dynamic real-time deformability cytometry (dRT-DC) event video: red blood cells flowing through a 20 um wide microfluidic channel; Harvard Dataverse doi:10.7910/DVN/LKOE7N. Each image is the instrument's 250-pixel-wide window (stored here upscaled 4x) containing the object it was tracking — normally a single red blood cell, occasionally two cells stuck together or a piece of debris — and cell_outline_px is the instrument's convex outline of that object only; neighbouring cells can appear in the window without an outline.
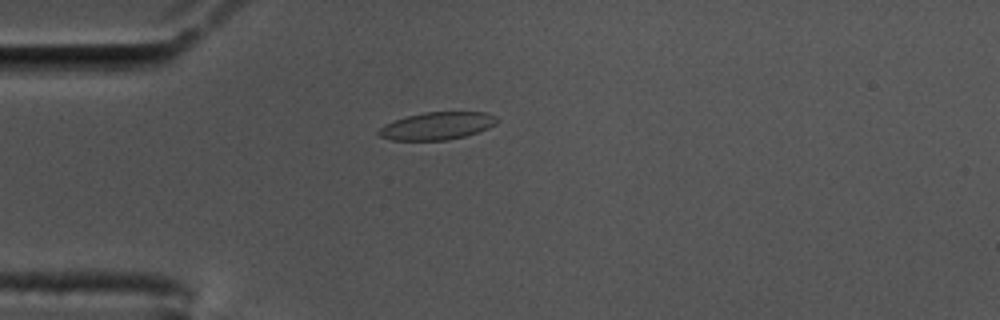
{"species": "common noctule bat (a hibernating species)", "species_latin": "Nyctalus noctula", "temperature_condition": "cold", "stored_images_in_passage": 39, "camera_frame_rate_fps": 3000, "um_per_image_px": 0.085, "animal": {"sex": "male", "body_mass_g": 17.5, "forearm_length_mm": 52.3}, "frame": {"image": 1, "passage_image": 4, "time_ms": 1.0, "image_size_px": [1000, 320], "cell_outline_px": [[500, 120], [496, 124], [488, 128], [464, 136], [448, 140], [392, 140], [380, 136], [376, 132], [384, 124], [408, 116], [424, 112], [484, 112], [496, 116]], "centroid_in_image_um": [37.16, 10.7], "position_along_channel_um": 47.8, "area_um2": 18.9}}
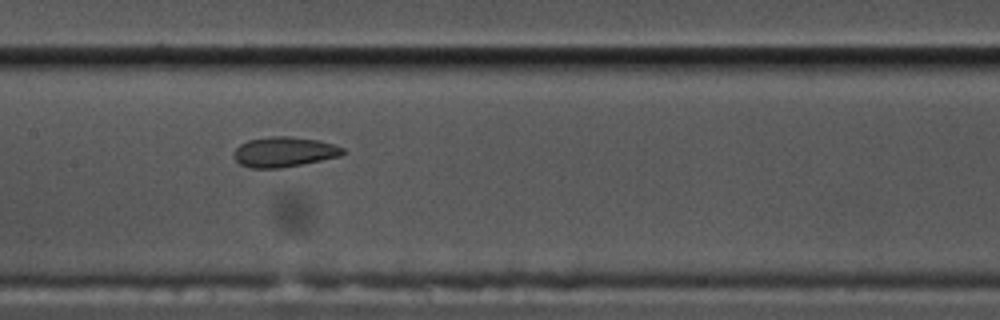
{"frame": {"image": 2, "passage_image": 17, "time_ms": 5.333, "image_size_px": [1000, 320], "cell_outline_px": [[348, 152], [340, 156], [280, 168], [252, 168], [240, 164], [232, 156], [232, 152], [240, 144], [248, 140], [272, 136], [288, 136], [320, 140], [344, 148]], "centroid_in_image_um": [24.14, 12.9], "position_along_channel_um": 183.3, "area_um2": 19.13}}
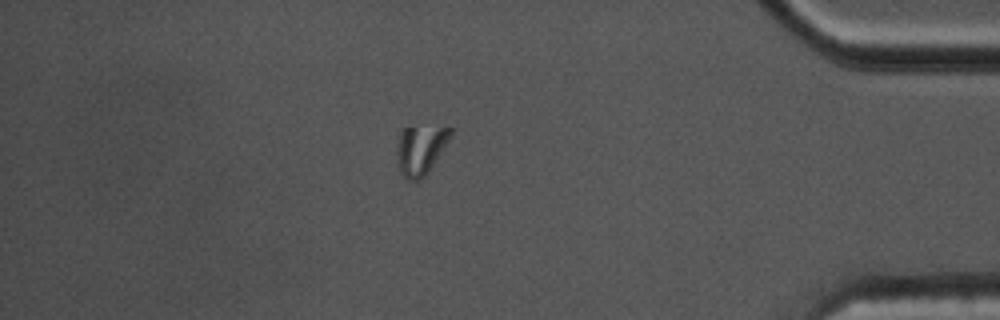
{"frame": {"image": 3, "passage_image": 39, "time_ms": 12.667, "image_size_px": [1000, 320], "cell_outline_px": [[456, 128], [428, 172], [424, 176], [416, 180], [408, 180], [400, 172], [396, 164], [396, 144], [400, 128]], "centroid_in_image_um": [35.68, 12.73], "position_along_channel_um": 399.5, "area_um2": 15.37}, "authors_computed_cell_mechanics": {"area_um2": 19.1318, "velocity_mm_per_s": 3.4424, "shape_relaxation_time_tau1_ms": null, "shape_relaxation_time_tau2_ms": 1.1482, "deformation_change_tau1": null, "deformation_change_tau2": 0.0598}}